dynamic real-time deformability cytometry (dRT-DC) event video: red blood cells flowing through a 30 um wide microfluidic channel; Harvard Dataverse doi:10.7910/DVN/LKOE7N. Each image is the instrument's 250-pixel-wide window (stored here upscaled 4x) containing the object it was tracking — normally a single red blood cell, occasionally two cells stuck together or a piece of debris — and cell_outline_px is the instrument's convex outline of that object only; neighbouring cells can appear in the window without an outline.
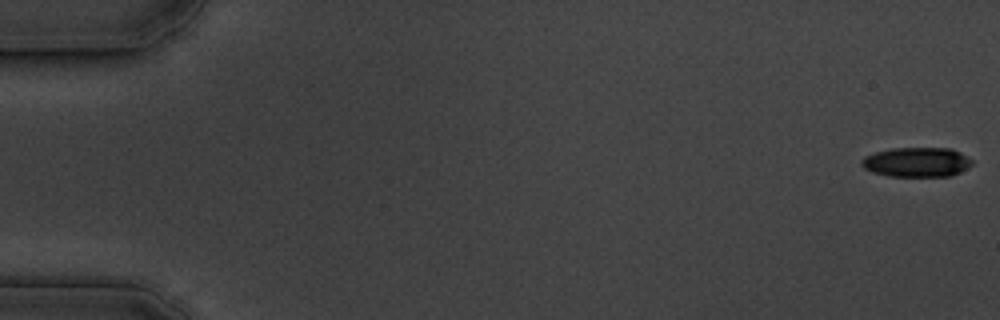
{"species": "common noctule bat (a hibernating species)", "species_latin": "Nyctalus noctula", "temperature_condition": "cold", "stored_images_in_passage": 42, "camera_frame_rate_fps": 3000, "um_per_image_px": 0.085, "animal": {"sex": "male", "body_mass_g": 19.5, "forearm_length_mm": 54.6}, "frame": {"image": 1, "passage_image": 1, "time_ms": 0.0, "image_size_px": [1000, 320], "cell_outline_px": [[972, 164], [968, 168], [952, 176], [888, 176], [872, 172], [864, 168], [860, 164], [860, 160], [864, 156], [876, 152], [892, 148], [952, 148], [960, 152], [972, 160]], "centroid_in_image_um": [77.91, 13.78], "position_along_channel_um": 7.1, "area_um2": 19.19}}
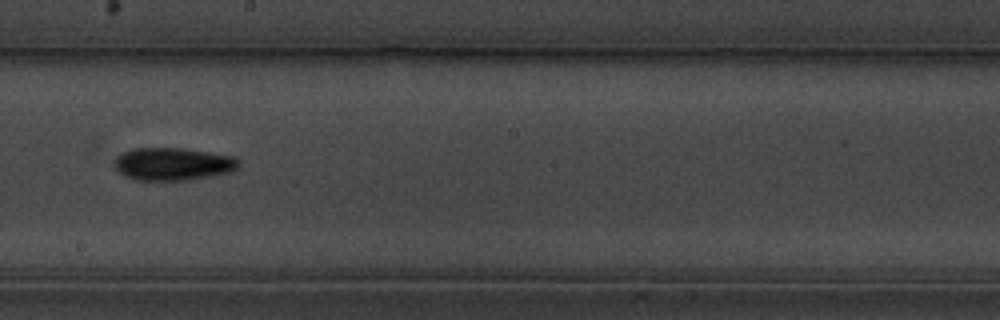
{"frame": {"image": 2, "passage_image": 32, "time_ms": 10.333, "image_size_px": [1000, 320], "cell_outline_px": [[240, 164], [236, 168], [228, 172], [212, 176], [188, 180], [132, 180], [124, 176], [112, 164], [116, 156], [132, 148], [184, 148], [232, 156], [240, 160]], "centroid_in_image_um": [14.66, 13.94], "position_along_channel_um": 233.5, "area_um2": 23.81}}
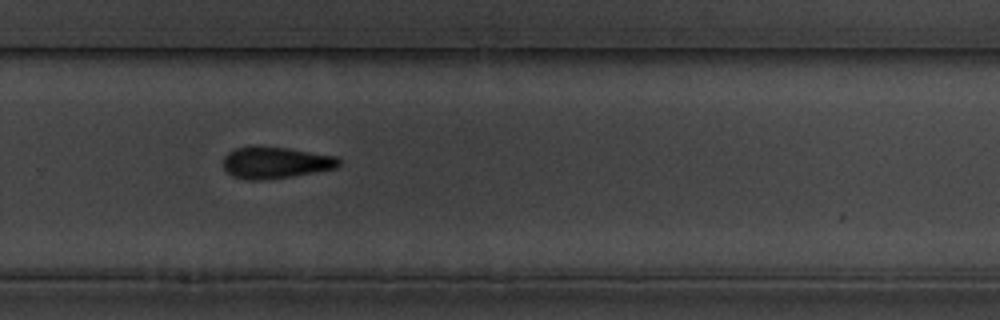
{"frame": {"image": 3, "passage_image": 38, "time_ms": 12.333, "image_size_px": [1000, 320], "cell_outline_px": [[340, 164], [336, 168], [292, 176], [264, 180], [248, 180], [232, 176], [224, 168], [224, 156], [228, 152], [236, 148], [256, 144], [288, 148], [336, 156], [340, 160]], "centroid_in_image_um": [23.39, 13.8], "position_along_channel_um": 306.4, "area_um2": 21.56}}